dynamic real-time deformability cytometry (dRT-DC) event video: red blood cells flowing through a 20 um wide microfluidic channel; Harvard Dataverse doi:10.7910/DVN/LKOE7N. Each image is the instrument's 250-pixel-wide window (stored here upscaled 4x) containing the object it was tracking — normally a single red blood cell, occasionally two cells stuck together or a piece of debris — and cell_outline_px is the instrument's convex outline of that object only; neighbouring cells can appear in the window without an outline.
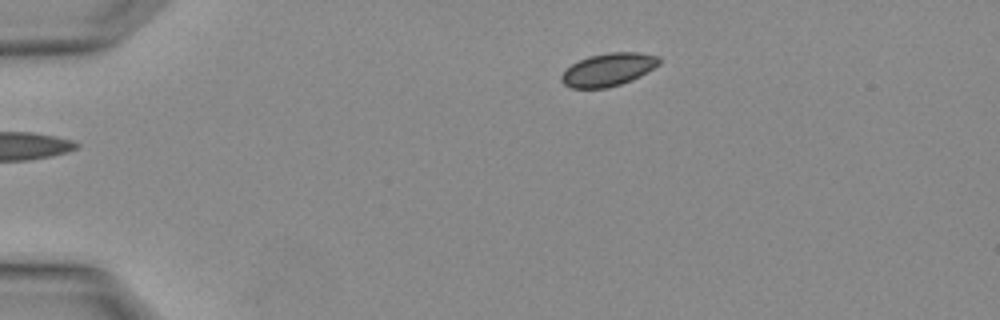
{"species": "Egyptian fruit bat (a non-hibernating species)", "species_latin": "Rousettus aegyptiacus", "temperature_condition": "warm", "stored_images_in_passage": 3, "camera_frame_rate_fps": 3000, "um_per_image_px": 0.085, "animal": {"sex": "female"}, "frame": {"image": 1, "passage_image": 1, "time_ms": 0.0, "image_size_px": [1000, 320], "cell_outline_px": [[660, 64], [640, 76], [632, 80], [608, 88], [572, 88], [564, 84], [560, 80], [560, 76], [572, 64], [588, 56], [608, 52], [640, 52], [660, 56]], "centroid_in_image_um": [51.72, 5.91], "position_along_channel_um": 33.3, "area_um2": 18.79}}